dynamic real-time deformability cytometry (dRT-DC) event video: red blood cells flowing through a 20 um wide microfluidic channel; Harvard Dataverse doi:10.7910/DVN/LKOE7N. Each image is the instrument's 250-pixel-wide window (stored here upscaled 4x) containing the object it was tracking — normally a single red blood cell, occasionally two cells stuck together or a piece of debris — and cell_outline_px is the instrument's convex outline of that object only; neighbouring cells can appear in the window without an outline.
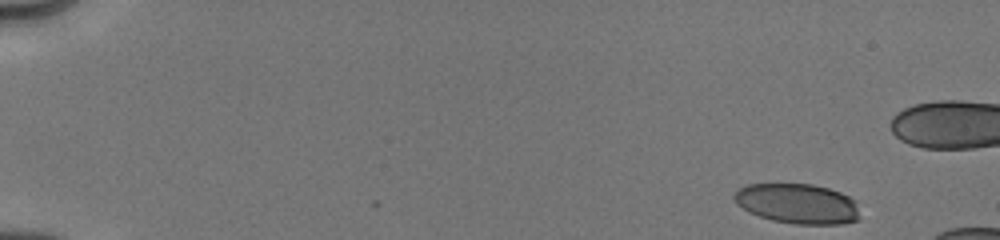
{"species": "human", "species_latin": "Homo sapiens", "temperature_condition": "cold", "stored_images_in_passage": 17, "camera_frame_rate_fps": 3000, "um_per_image_px": 0.085, "donor": {"sex": "male"}, "frame": {"image": 1, "passage_image": 1, "time_ms": 0.0, "image_size_px": [1000, 240], "cell_outline_px": [[860, 220], [844, 224], [796, 224], [772, 220], [748, 212], [736, 204], [732, 196], [740, 188], [748, 184], [812, 184], [828, 188], [840, 192], [856, 200], [860, 216]], "centroid_in_image_um": [67.82, 17.32], "position_along_channel_um": 17.2, "area_um2": 29.54}}